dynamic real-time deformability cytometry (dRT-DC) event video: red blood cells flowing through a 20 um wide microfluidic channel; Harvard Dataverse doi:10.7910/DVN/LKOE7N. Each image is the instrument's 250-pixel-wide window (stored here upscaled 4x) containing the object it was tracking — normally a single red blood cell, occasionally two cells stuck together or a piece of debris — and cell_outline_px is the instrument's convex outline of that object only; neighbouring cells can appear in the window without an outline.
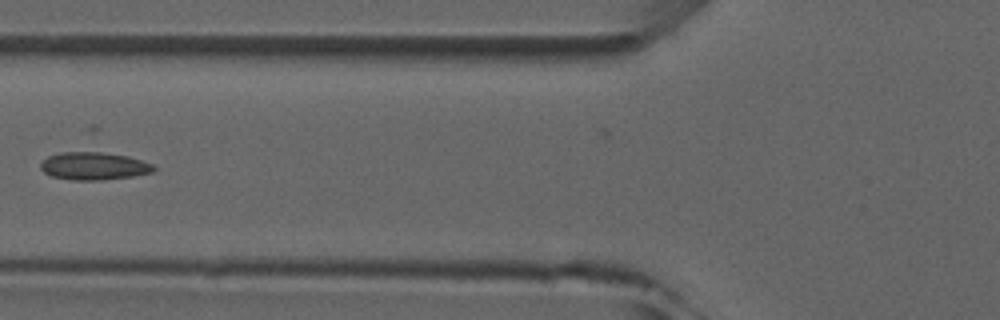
{"species": "common noctule bat (a hibernating species)", "species_latin": "Nyctalus noctula", "temperature_condition": "room temperature", "stored_images_in_passage": 6, "camera_frame_rate_fps": 3000, "um_per_image_px": 0.085, "animal": {"sex": "male", "forearm_length_mm": 52.5}, "frame": {"image": 1, "passage_image": 6, "time_ms": 6.0, "image_size_px": [1000, 320], "cell_outline_px": [[156, 168], [152, 172], [132, 176], [100, 180], [72, 180], [52, 176], [44, 172], [40, 168], [40, 164], [48, 156], [60, 152], [92, 148], [96, 148], [128, 156], [152, 164]], "centroid_in_image_um": [7.95, 14.05], "position_along_channel_um": 117.8, "area_um2": 19.07}}